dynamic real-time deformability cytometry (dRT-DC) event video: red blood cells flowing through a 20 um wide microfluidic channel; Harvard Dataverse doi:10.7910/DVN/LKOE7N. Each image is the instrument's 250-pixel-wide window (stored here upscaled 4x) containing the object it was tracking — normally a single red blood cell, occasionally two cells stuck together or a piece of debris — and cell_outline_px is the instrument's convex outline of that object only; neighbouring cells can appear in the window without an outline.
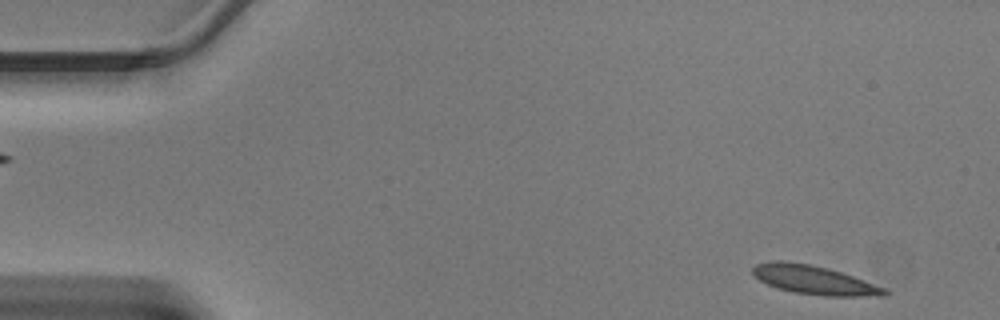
{"species": "Egyptian fruit bat (a non-hibernating species)", "species_latin": "Rousettus aegyptiacus", "temperature_condition": "warm", "stored_images_in_passage": 44, "camera_frame_rate_fps": 3000, "um_per_image_px": 0.085, "animal": {"sex": "male"}, "frame": {"image": 1, "passage_image": 2, "time_ms": 0.333, "image_size_px": [1000, 320], "cell_outline_px": [[888, 296], [824, 296], [792, 292], [776, 288], [760, 280], [752, 272], [752, 268], [756, 264], [772, 260], [784, 260], [808, 264], [828, 268], [852, 276], [884, 288], [888, 292]], "centroid_in_image_um": [69.16, 23.8], "position_along_channel_um": 15.8, "area_um2": 22.02}}
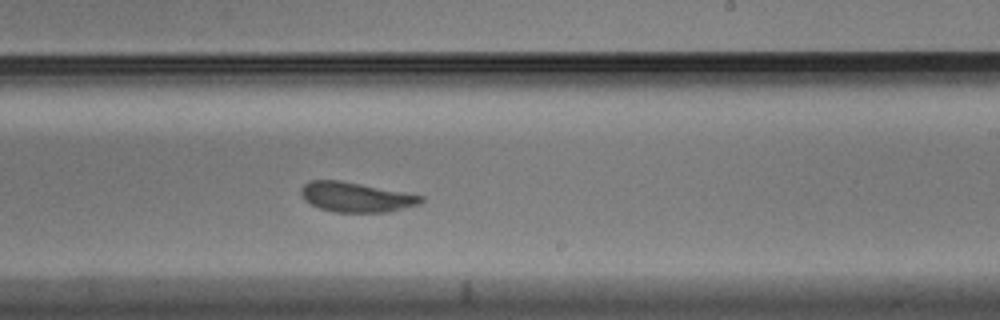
{"frame": {"image": 2, "passage_image": 26, "time_ms": 8.333, "image_size_px": [1000, 320], "cell_outline_px": [[424, 200], [420, 204], [388, 212], [336, 212], [320, 208], [304, 200], [300, 192], [300, 188], [308, 180], [340, 180], [404, 192], [424, 196]], "centroid_in_image_um": [30.25, 16.75], "position_along_channel_um": 258.7, "area_um2": 20.81}}
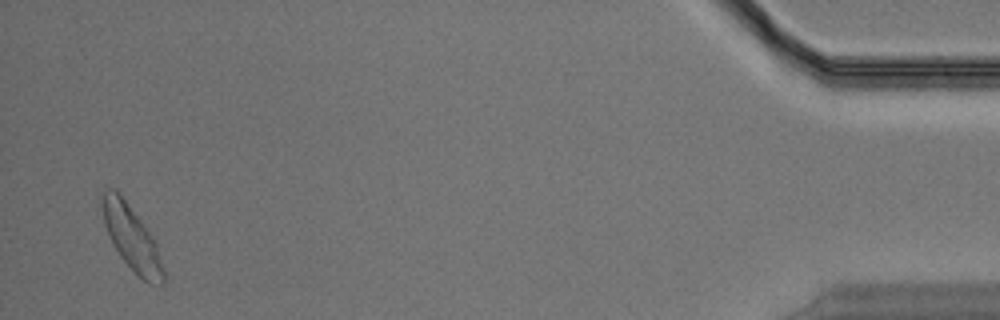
{"frame": {"image": 3, "passage_image": 43, "time_ms": 14.0, "image_size_px": [1000, 320], "cell_outline_px": [[164, 284], [148, 284], [120, 256], [104, 224], [100, 204], [104, 188], [116, 188], [120, 192], [156, 240], [164, 268]], "centroid_in_image_um": [11.2, 20.16], "position_along_channel_um": 424.0, "area_um2": 23.06}}